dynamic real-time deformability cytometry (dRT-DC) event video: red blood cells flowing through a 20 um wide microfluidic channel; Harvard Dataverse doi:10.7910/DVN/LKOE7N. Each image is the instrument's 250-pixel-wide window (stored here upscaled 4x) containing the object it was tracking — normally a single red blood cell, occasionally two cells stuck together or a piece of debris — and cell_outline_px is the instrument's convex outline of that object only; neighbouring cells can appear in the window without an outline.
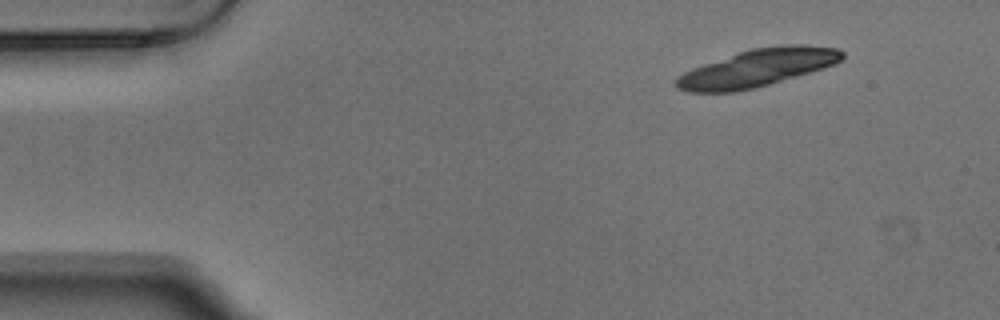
{"species": "Egyptian fruit bat (a non-hibernating species)", "species_latin": "Rousettus aegyptiacus", "temperature_condition": "warm", "stored_images_in_passage": 2, "camera_frame_rate_fps": 3000, "um_per_image_px": 0.085, "animal": {"sex": "male"}, "frame": {"image": 1, "passage_image": 2, "time_ms": 0.333, "image_size_px": [1000, 320], "cell_outline_px": [[844, 56], [836, 64], [824, 68], [768, 84], [752, 88], [732, 92], [688, 92], [676, 88], [676, 76], [692, 68], [736, 52], [752, 48], [784, 44], [804, 44], [840, 48], [844, 52]], "centroid_in_image_um": [64.39, 5.75], "position_along_channel_um": 20.6, "area_um2": 36.36}}